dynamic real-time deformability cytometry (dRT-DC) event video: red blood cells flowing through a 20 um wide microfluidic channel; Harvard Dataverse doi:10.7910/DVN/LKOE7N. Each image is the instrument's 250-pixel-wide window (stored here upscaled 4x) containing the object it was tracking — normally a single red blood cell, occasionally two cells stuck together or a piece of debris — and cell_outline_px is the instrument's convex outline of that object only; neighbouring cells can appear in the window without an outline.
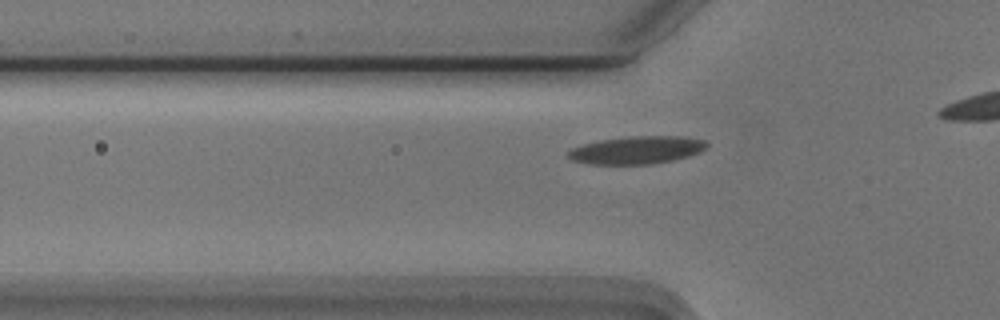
{"species": "Egyptian fruit bat (a non-hibernating species)", "species_latin": "Rousettus aegyptiacus", "temperature_condition": "cold", "stored_images_in_passage": 23, "camera_frame_rate_fps": 3000, "um_per_image_px": 0.085, "animal": {"sex": "male"}, "frame": {"image": 1, "passage_image": 10, "time_ms": 3.0, "image_size_px": [1000, 320], "cell_outline_px": [[708, 144], [700, 152], [688, 156], [672, 160], [652, 164], [588, 164], [572, 160], [564, 152], [572, 148], [584, 144], [600, 140], [628, 136], [684, 136], [704, 140]], "centroid_in_image_um": [54.1, 12.75], "position_along_channel_um": 71.7, "area_um2": 22.43}}
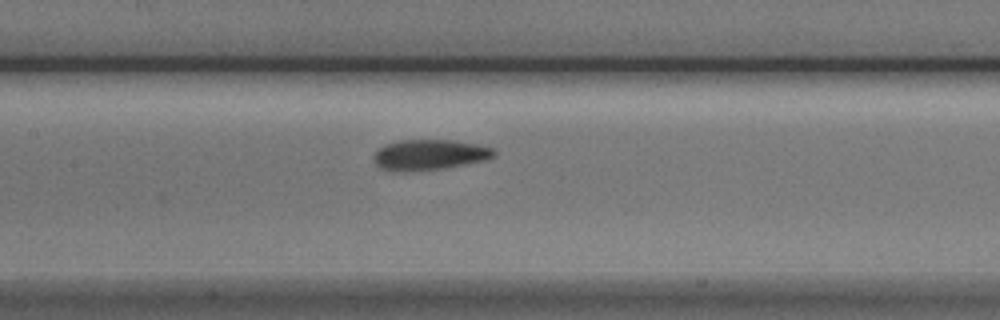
{"frame": {"image": 2, "passage_image": 18, "time_ms": 5.667, "image_size_px": [1000, 320], "cell_outline_px": [[496, 156], [484, 160], [444, 168], [380, 168], [376, 164], [376, 152], [384, 144], [400, 140], [452, 140], [476, 144], [496, 148]], "centroid_in_image_um": [36.63, 13.09], "position_along_channel_um": 170.8, "area_um2": 20.29}}
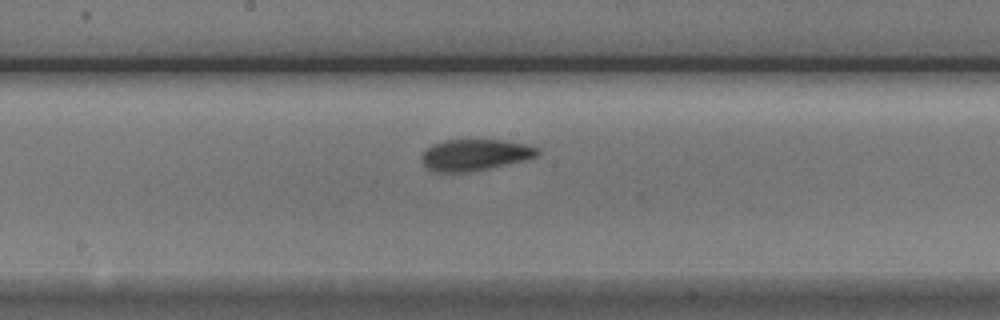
{"frame": {"image": 3, "passage_image": 21, "time_ms": 6.667, "image_size_px": [1000, 320], "cell_outline_px": [[540, 156], [524, 160], [488, 168], [468, 172], [436, 172], [428, 168], [420, 160], [420, 156], [432, 144], [444, 140], [500, 140], [524, 144], [540, 148]], "centroid_in_image_um": [40.37, 13.16], "position_along_channel_um": 207.8, "area_um2": 21.1}}